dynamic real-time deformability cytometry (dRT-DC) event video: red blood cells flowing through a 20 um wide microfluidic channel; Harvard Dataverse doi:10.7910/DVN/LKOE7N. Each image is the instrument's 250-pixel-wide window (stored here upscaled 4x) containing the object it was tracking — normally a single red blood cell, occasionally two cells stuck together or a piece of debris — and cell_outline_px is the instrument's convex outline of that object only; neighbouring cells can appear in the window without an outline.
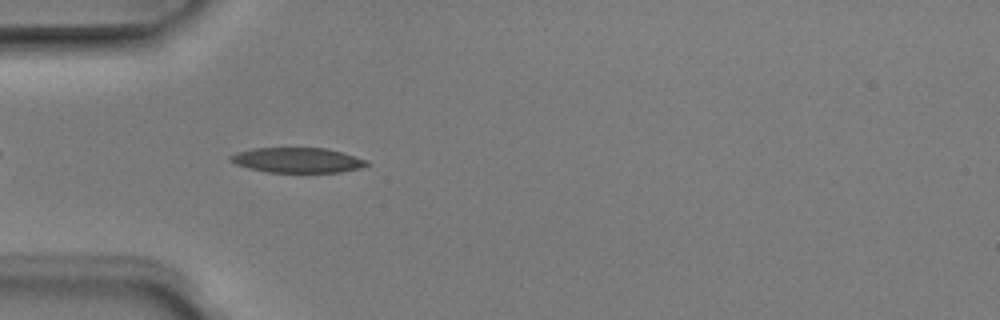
{"species": "Egyptian fruit bat (a non-hibernating species)", "species_latin": "Rousettus aegyptiacus", "temperature_condition": "room temperature", "stored_images_in_passage": 6, "camera_frame_rate_fps": 3000, "um_per_image_px": 0.085, "animal": {"sex": "male"}, "frame": {"image": 1, "passage_image": 2, "time_ms": 0.333, "image_size_px": [1000, 320], "cell_outline_px": [[372, 164], [360, 168], [340, 172], [268, 172], [248, 168], [236, 164], [228, 160], [228, 156], [236, 152], [252, 148], [324, 148], [340, 152], [368, 160]], "centroid_in_image_um": [25.26, 13.61], "position_along_channel_um": 59.7, "area_um2": 19.94}}
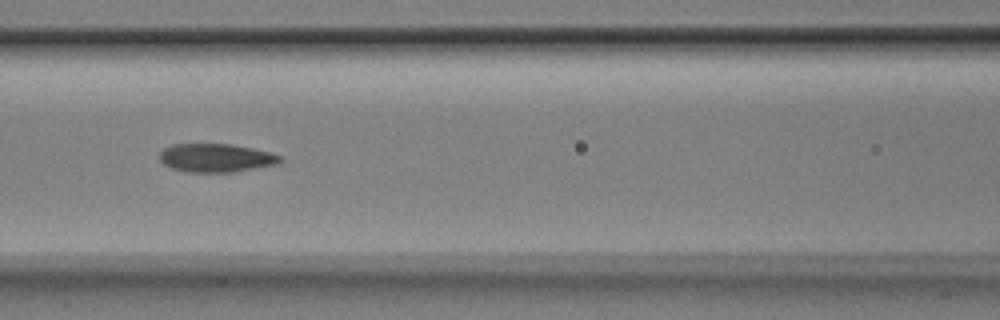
{"frame": {"image": 2, "passage_image": 4, "time_ms": 1.0, "image_size_px": [1000, 320], "cell_outline_px": [[284, 160], [280, 164], [232, 172], [184, 172], [172, 168], [164, 164], [160, 160], [160, 152], [164, 148], [172, 144], [232, 144], [252, 148], [268, 152], [280, 156]], "centroid_in_image_um": [18.37, 13.42], "position_along_channel_um": 148.2, "area_um2": 20.06}}
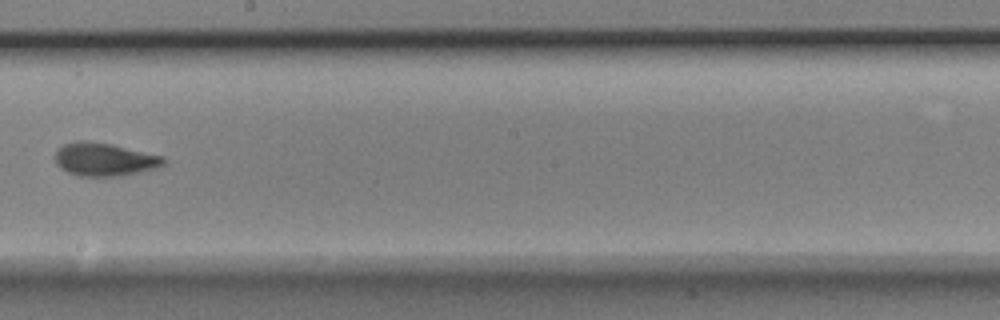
{"frame": {"image": 3, "passage_image": 6, "time_ms": 1.667, "image_size_px": [1000, 320], "cell_outline_px": [[168, 160], [164, 164], [156, 168], [140, 172], [120, 176], [80, 176], [68, 172], [60, 168], [56, 164], [52, 156], [64, 144], [76, 140], [84, 140], [112, 144], [164, 156]], "centroid_in_image_um": [8.87, 13.54], "position_along_channel_um": 239.3, "area_um2": 21.21}}